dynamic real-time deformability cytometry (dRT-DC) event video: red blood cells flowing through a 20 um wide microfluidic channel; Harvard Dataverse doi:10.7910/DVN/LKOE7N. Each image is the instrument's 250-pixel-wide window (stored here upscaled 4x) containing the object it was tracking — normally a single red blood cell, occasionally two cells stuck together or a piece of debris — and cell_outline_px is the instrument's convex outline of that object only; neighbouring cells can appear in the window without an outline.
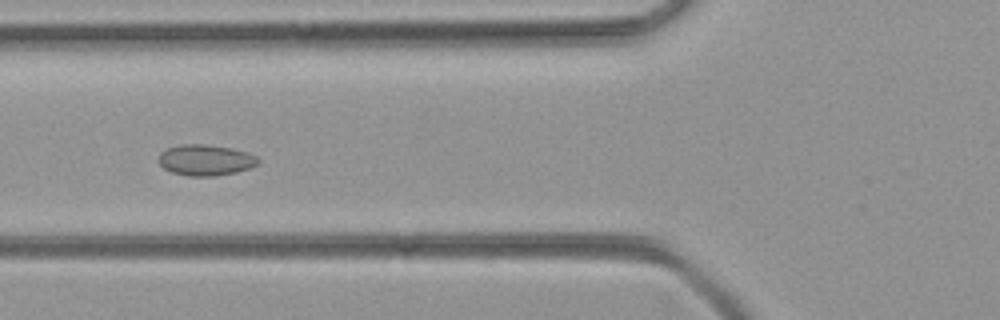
{"species": "common noctule bat (a hibernating species)", "species_latin": "Nyctalus noctula", "temperature_condition": "room temperature", "stored_images_in_passage": 52, "camera_frame_rate_fps": 3000, "um_per_image_px": 0.085, "animal": {"sex": "female", "body_mass_g": 21.9}, "frame": {"image": 1, "passage_image": 20, "time_ms": 6.333, "image_size_px": [1000, 320], "cell_outline_px": [[260, 160], [252, 168], [236, 172], [216, 176], [188, 176], [172, 172], [164, 168], [160, 164], [160, 152], [168, 148], [180, 144], [204, 144], [232, 148], [248, 152], [256, 156]], "centroid_in_image_um": [17.5, 13.6], "position_along_channel_um": 108.3, "area_um2": 17.98}}
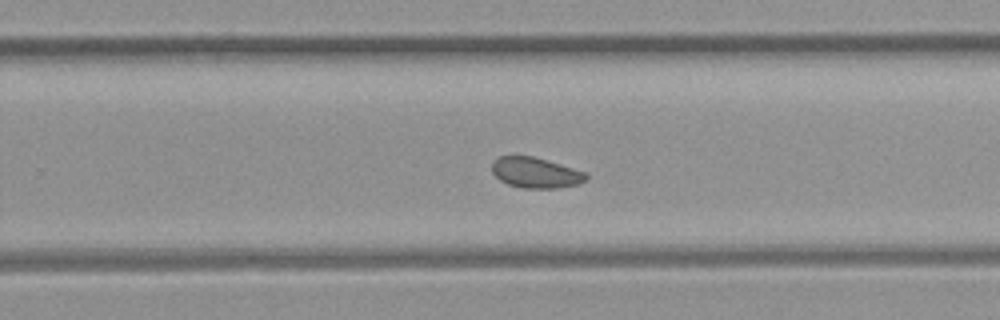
{"frame": {"image": 2, "passage_image": 33, "time_ms": 10.667, "image_size_px": [1000, 320], "cell_outline_px": [[588, 180], [576, 184], [556, 188], [520, 188], [508, 184], [500, 180], [492, 172], [492, 160], [500, 156], [532, 156], [588, 172]], "centroid_in_image_um": [45.54, 14.68], "position_along_channel_um": 284.3, "area_um2": 16.82}}
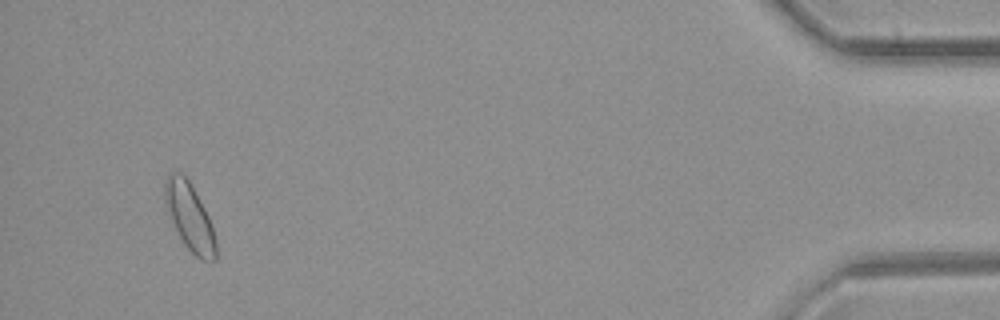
{"frame": {"image": 3, "passage_image": 49, "time_ms": 16.0, "image_size_px": [1000, 320], "cell_outline_px": [[216, 260], [200, 260], [184, 244], [172, 220], [164, 200], [164, 184], [168, 172], [180, 172], [188, 180], [204, 208], [208, 216], [216, 240]], "centroid_in_image_um": [16.11, 18.42], "position_along_channel_um": 419.1, "area_um2": 19.48}}